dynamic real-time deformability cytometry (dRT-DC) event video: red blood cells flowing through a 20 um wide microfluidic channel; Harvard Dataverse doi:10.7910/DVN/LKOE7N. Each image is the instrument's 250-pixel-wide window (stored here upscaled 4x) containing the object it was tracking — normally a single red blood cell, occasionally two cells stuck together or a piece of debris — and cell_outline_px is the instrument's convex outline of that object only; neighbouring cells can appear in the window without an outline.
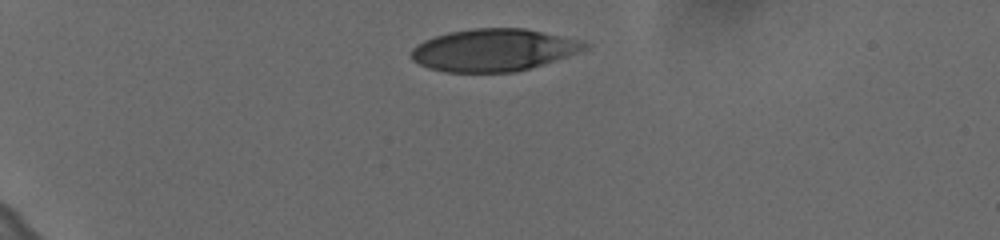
{"species": "human", "species_latin": "Homo sapiens", "temperature_condition": "cold", "stored_images_in_passage": 36, "camera_frame_rate_fps": 3000, "um_per_image_px": 0.085, "donor": {"sex": "female"}, "frame": {"image": 1, "passage_image": 1, "time_ms": 0.0, "image_size_px": [1000, 240], "cell_outline_px": [[592, 44], [588, 48], [516, 72], [444, 72], [428, 68], [412, 60], [408, 56], [408, 52], [416, 44], [424, 40], [448, 32], [472, 28], [524, 28], [584, 40]], "centroid_in_image_um": [41.9, 4.24], "position_along_channel_um": 43.1, "area_um2": 42.83}}
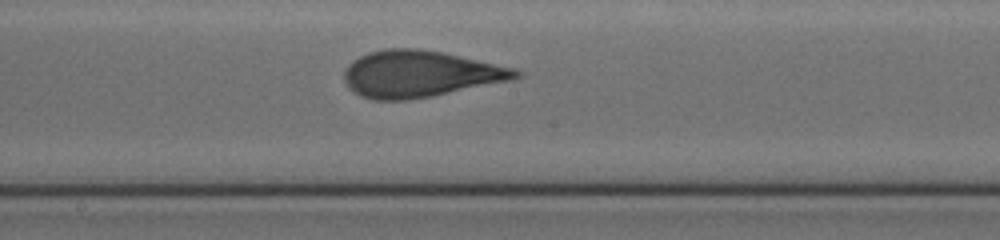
{"frame": {"image": 2, "passage_image": 20, "time_ms": 6.333, "image_size_px": [1000, 240], "cell_outline_px": [[524, 72], [520, 76], [512, 80], [432, 96], [408, 100], [372, 100], [360, 96], [348, 88], [344, 80], [344, 72], [348, 64], [352, 60], [368, 52], [384, 48], [416, 48], [440, 52], [516, 68]], "centroid_in_image_um": [35.67, 6.29], "position_along_channel_um": 212.5, "area_um2": 46.64}}
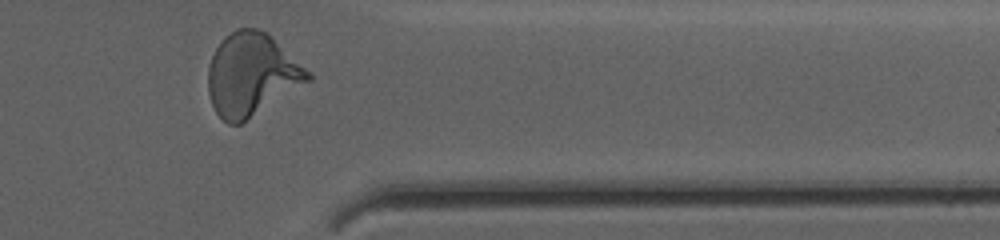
{"frame": {"image": 3, "passage_image": 35, "time_ms": 11.333, "image_size_px": [1000, 240], "cell_outline_px": [[312, 80], [240, 124], [228, 124], [216, 112], [212, 104], [208, 92], [208, 68], [212, 56], [220, 40], [224, 36], [236, 28], [260, 28], [312, 72]], "centroid_in_image_um": [21.38, 6.33], "position_along_channel_um": 390.0, "area_um2": 47.92}, "authors_computed_cell_mechanics": {"area_um2": 45.4597, "velocity_mm_per_s": 3.6415, "shape_relaxation_time_tau1_ms": 5.8941, "shape_relaxation_time_tau2_ms": 0.8611, "deformation_change_tau1": 0.2121, "deformation_change_tau2": 0.0924}}